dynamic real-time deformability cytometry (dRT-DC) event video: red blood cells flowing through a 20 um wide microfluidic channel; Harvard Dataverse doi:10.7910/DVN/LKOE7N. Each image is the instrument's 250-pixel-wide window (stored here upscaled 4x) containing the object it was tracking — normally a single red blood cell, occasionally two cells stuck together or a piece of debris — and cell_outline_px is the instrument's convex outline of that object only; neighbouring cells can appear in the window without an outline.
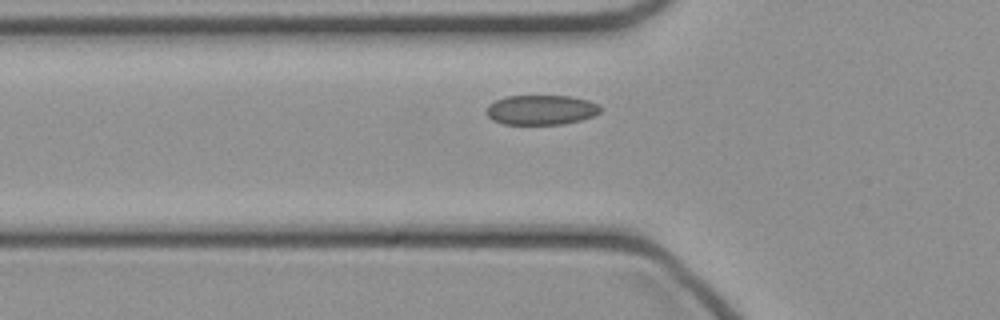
{"species": "common noctule bat (a hibernating species)", "species_latin": "Nyctalus noctula", "temperature_condition": "cold", "stored_images_in_passage": 36, "camera_frame_rate_fps": 3000, "um_per_image_px": 0.085, "animal": {"sex": "female", "body_mass_g": 21.9}, "frame": {"image": 1, "passage_image": 9, "time_ms": 2.667, "image_size_px": [1000, 320], "cell_outline_px": [[604, 108], [600, 112], [592, 116], [580, 120], [564, 124], [504, 124], [492, 120], [484, 112], [488, 104], [496, 100], [508, 96], [568, 96], [588, 100], [600, 104]], "centroid_in_image_um": [46.0, 9.34], "position_along_channel_um": 79.8, "area_um2": 19.94}}
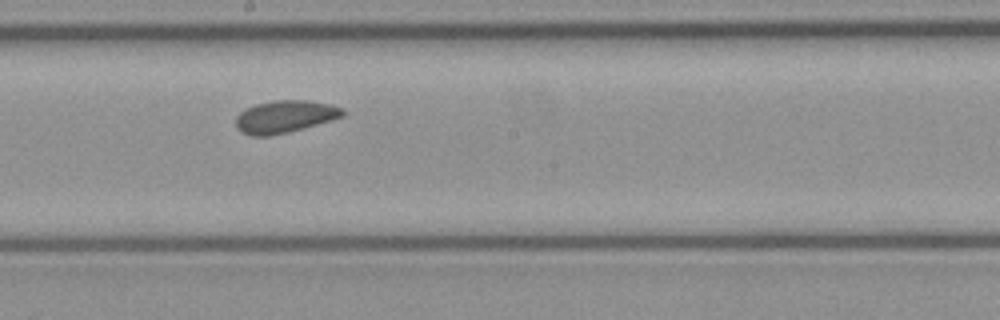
{"frame": {"image": 2, "passage_image": 19, "time_ms": 6.0, "image_size_px": [1000, 320], "cell_outline_px": [[344, 116], [332, 120], [288, 132], [268, 136], [252, 136], [240, 132], [236, 128], [236, 116], [244, 108], [256, 104], [272, 100], [308, 100], [332, 104], [340, 108], [344, 112]], "centroid_in_image_um": [24.17, 9.91], "position_along_channel_um": 224.0, "area_um2": 20.29}}
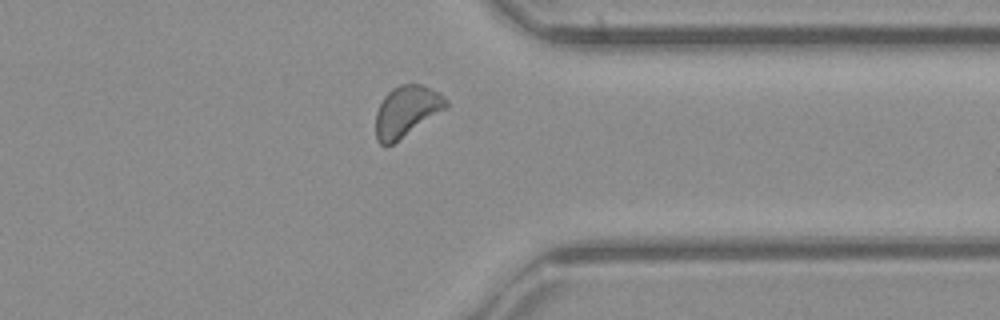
{"frame": {"image": 3, "passage_image": 30, "time_ms": 9.667, "image_size_px": [1000, 320], "cell_outline_px": [[448, 108], [392, 144], [380, 144], [376, 140], [376, 112], [384, 96], [392, 88], [400, 84], [420, 84], [444, 96], [448, 100]], "centroid_in_image_um": [34.56, 9.45], "position_along_channel_um": 376.8, "area_um2": 20.69}}